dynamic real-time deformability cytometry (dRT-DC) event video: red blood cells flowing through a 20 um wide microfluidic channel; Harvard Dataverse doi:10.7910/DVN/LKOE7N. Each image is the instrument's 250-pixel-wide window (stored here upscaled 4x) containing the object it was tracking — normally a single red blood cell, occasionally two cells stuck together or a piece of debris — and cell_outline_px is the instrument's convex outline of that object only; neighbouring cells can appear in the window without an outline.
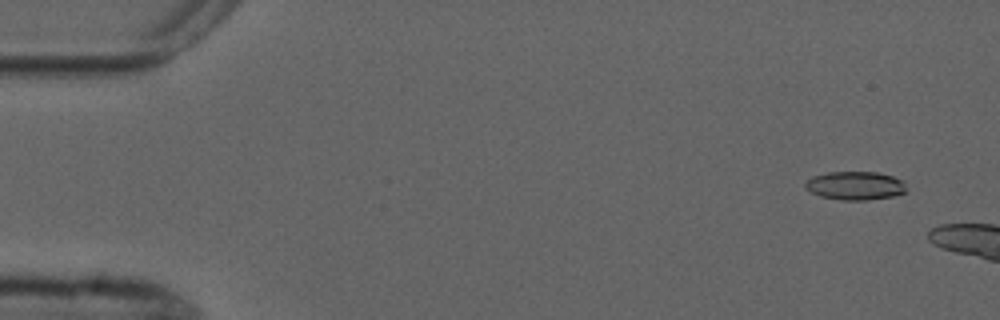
{"species": "common noctule bat (a hibernating species)", "species_latin": "Nyctalus noctula", "temperature_condition": "cold", "stored_images_in_passage": 3, "camera_frame_rate_fps": 3000, "um_per_image_px": 0.085, "animal": {"sex": "male", "forearm_length_mm": 52.5}, "frame": {"image": 1, "passage_image": 1, "time_ms": 0.0, "image_size_px": [1000, 320], "cell_outline_px": [[904, 192], [892, 196], [868, 200], [840, 200], [820, 196], [804, 188], [804, 184], [812, 176], [828, 172], [876, 172], [892, 176], [904, 180]], "centroid_in_image_um": [72.66, 15.78], "position_along_channel_um": 12.3, "area_um2": 16.7}}